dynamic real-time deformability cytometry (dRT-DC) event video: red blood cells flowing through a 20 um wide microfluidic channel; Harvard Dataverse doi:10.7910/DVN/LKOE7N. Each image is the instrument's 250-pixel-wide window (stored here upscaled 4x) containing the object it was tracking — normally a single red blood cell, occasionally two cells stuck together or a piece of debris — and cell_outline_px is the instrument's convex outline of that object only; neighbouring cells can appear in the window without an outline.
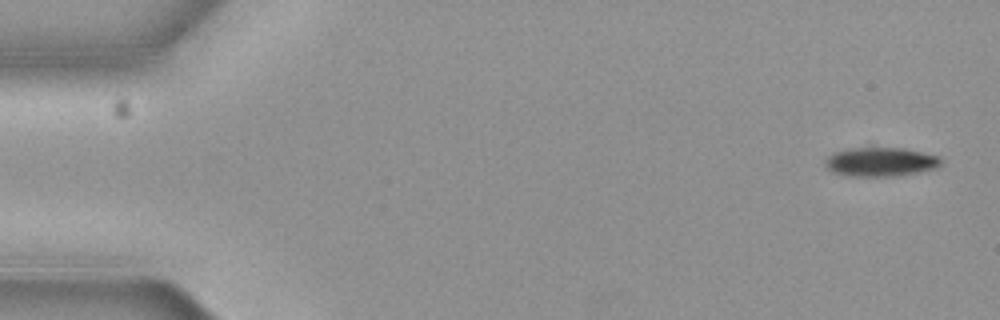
{"species": "common noctule bat (a hibernating species)", "species_latin": "Nyctalus noctula", "temperature_condition": "cold", "stored_images_in_passage": 5, "camera_frame_rate_fps": 3000, "um_per_image_px": 0.085, "animal": {"sex": "female", "body_mass_g": 19.3, "forearm_length_mm": 54.1}, "frame": {"image": 1, "passage_image": 1, "time_ms": 0.0, "image_size_px": [1000, 320], "cell_outline_px": [[940, 164], [936, 168], [900, 176], [848, 176], [832, 172], [824, 164], [824, 160], [828, 156], [836, 152], [856, 148], [904, 148], [940, 156]], "centroid_in_image_um": [74.85, 13.77], "position_along_channel_um": 10.1, "area_um2": 19.48}}
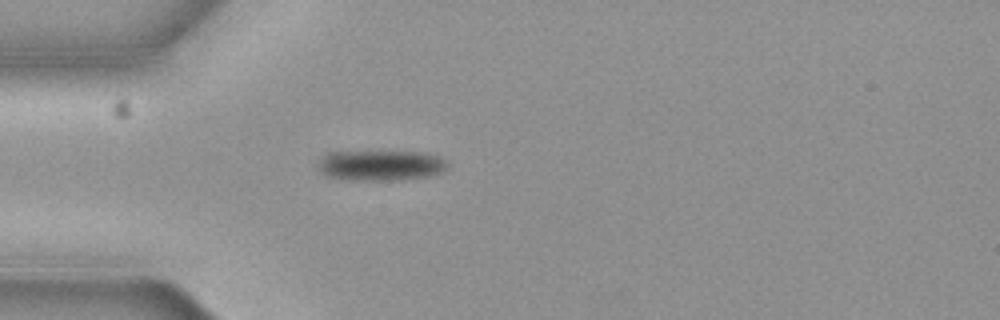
{"frame": {"image": 2, "passage_image": 5, "time_ms": 1.333, "image_size_px": [1000, 320], "cell_outline_px": [[448, 164], [440, 172], [428, 176], [396, 180], [352, 180], [324, 176], [320, 172], [320, 160], [328, 152], [412, 152], [436, 156], [444, 160]], "centroid_in_image_um": [32.3, 14.07], "position_along_channel_um": 52.7, "area_um2": 22.43}}